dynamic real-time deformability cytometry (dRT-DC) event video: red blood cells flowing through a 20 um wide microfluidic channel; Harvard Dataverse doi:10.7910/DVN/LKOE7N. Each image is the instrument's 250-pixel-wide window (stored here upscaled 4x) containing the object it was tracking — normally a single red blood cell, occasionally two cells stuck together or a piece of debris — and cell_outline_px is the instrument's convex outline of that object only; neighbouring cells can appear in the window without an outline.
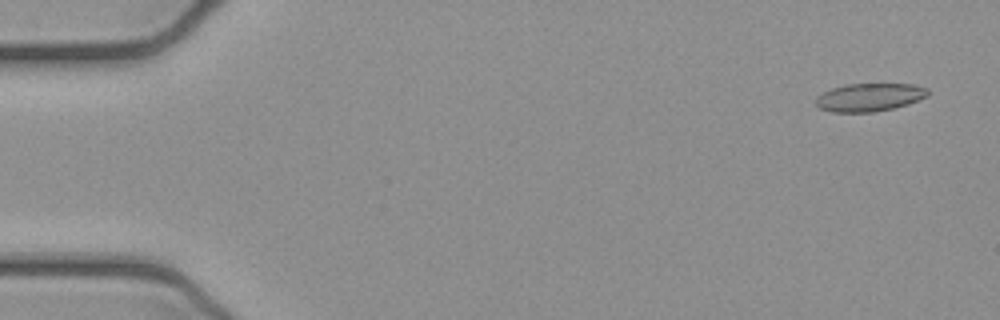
{"species": "common noctule bat (a hibernating species)", "species_latin": "Nyctalus noctula", "temperature_condition": "cold", "stored_images_in_passage": 53, "camera_frame_rate_fps": 3000, "um_per_image_px": 0.085, "animal": {"sex": "female", "body_mass_g": 21.9}, "frame": {"image": 1, "passage_image": 3, "time_ms": 0.667, "image_size_px": [1000, 320], "cell_outline_px": [[928, 96], [908, 104], [892, 108], [872, 112], [832, 112], [820, 108], [816, 104], [816, 96], [832, 88], [844, 84], [912, 84], [928, 88]], "centroid_in_image_um": [73.9, 8.26], "position_along_channel_um": 11.1, "area_um2": 18.26}}
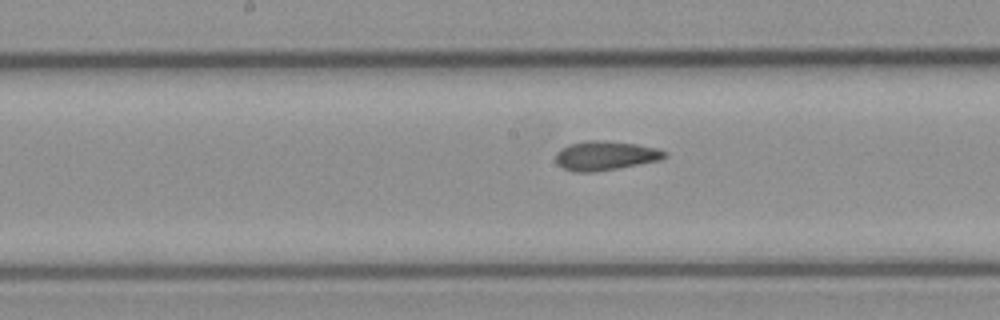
{"frame": {"image": 2, "passage_image": 27, "time_ms": 8.667, "image_size_px": [1000, 320], "cell_outline_px": [[668, 156], [660, 160], [596, 172], [572, 172], [556, 164], [556, 152], [560, 148], [568, 144], [588, 140], [600, 140], [636, 144], [656, 148], [668, 152]], "centroid_in_image_um": [51.43, 13.23], "position_along_channel_um": 196.8, "area_um2": 18.67}}
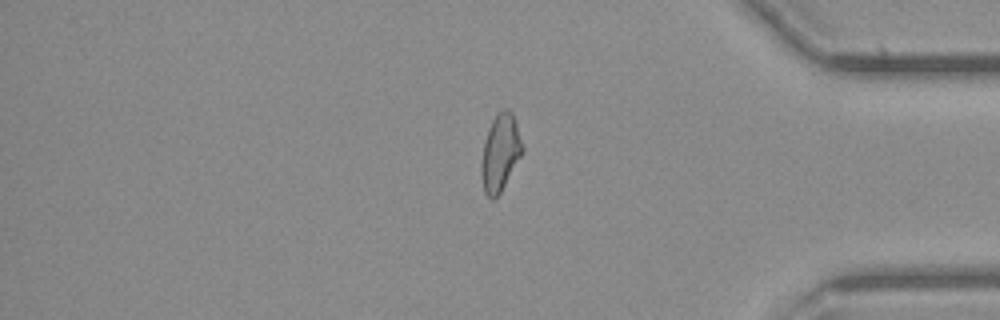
{"frame": {"image": 3, "passage_image": 44, "time_ms": 14.333, "image_size_px": [1000, 320], "cell_outline_px": [[524, 152], [500, 192], [492, 200], [484, 192], [480, 172], [480, 164], [484, 140], [488, 128], [492, 120], [504, 108], [508, 108], [512, 112], [524, 148]], "centroid_in_image_um": [42.51, 12.98], "position_along_channel_um": 392.7, "area_um2": 18.44}, "authors_computed_cell_mechanics": {"area_um2": 18.3804, "velocity_mm_per_s": 3.9112, "shape_relaxation_time_tau1_ms": null, "shape_relaxation_time_tau2_ms": 2.2234, "deformation_change_tau1": null, "deformation_change_tau2": 0.0989}}